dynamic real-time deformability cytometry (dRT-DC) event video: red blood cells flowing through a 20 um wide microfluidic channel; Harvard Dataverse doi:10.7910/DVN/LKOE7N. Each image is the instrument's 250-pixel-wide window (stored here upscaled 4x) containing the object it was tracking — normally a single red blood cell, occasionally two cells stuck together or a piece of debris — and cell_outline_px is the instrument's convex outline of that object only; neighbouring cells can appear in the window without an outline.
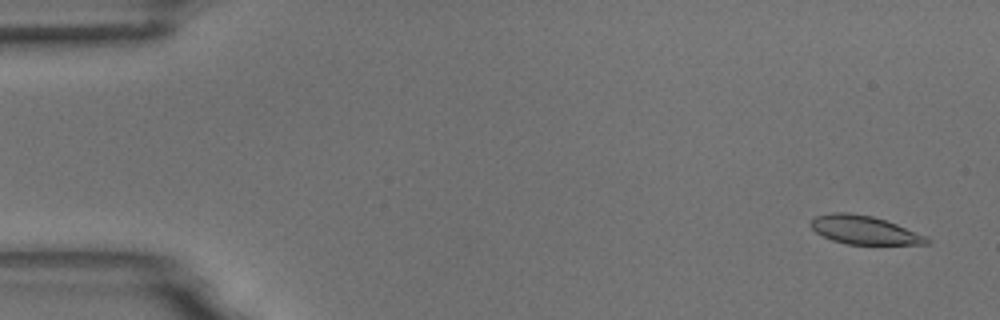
{"species": "common noctule bat (a hibernating species)", "species_latin": "Nyctalus noctula", "temperature_condition": "room temperature", "stored_images_in_passage": 55, "camera_frame_rate_fps": 3000, "um_per_image_px": 0.085, "animal": {"sex": "male", "body_mass_g": 18.8}, "frame": {"image": 1, "passage_image": 3, "time_ms": 0.667, "image_size_px": [1000, 320], "cell_outline_px": [[932, 240], [928, 244], [848, 244], [832, 240], [816, 232], [808, 224], [816, 216], [832, 212], [848, 212], [872, 216], [896, 224], [928, 236]], "centroid_in_image_um": [73.47, 19.55], "position_along_channel_um": 11.5, "area_um2": 19.19}}
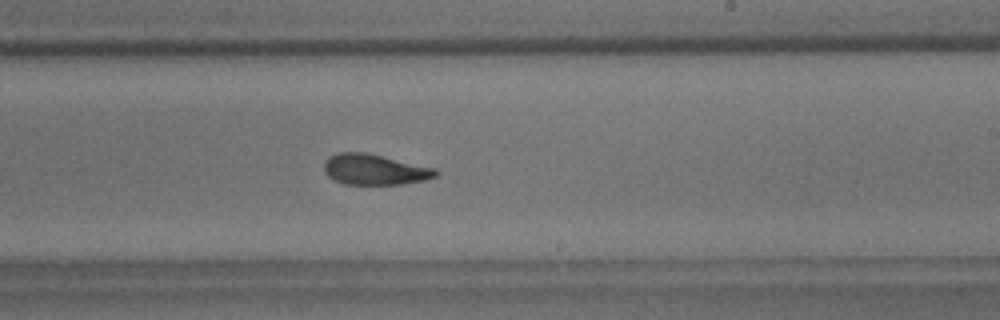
{"frame": {"image": 2, "passage_image": 33, "time_ms": 10.667, "image_size_px": [1000, 320], "cell_outline_px": [[440, 172], [436, 176], [424, 180], [400, 184], [344, 184], [328, 176], [324, 172], [324, 160], [328, 156], [340, 152], [364, 152], [436, 168]], "centroid_in_image_um": [31.83, 14.4], "position_along_channel_um": 257.2, "area_um2": 19.88}}
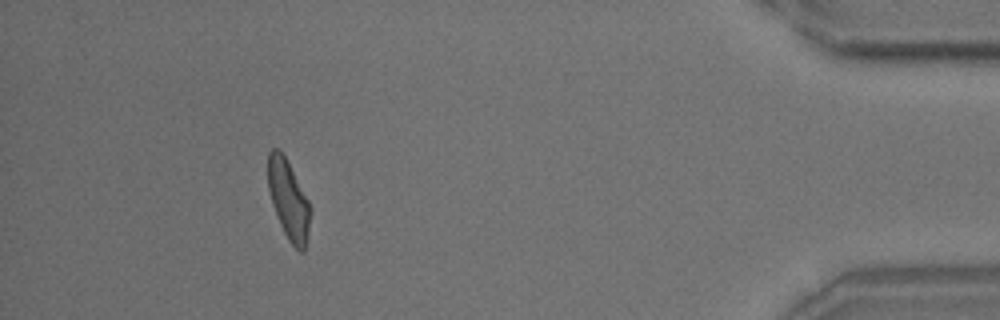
{"frame": {"image": 3, "passage_image": 50, "time_ms": 16.333, "image_size_px": [1000, 320], "cell_outline_px": [[312, 212], [304, 252], [300, 252], [288, 240], [280, 224], [272, 204], [268, 188], [268, 152], [272, 148], [276, 148], [284, 156], [308, 200], [312, 208]], "centroid_in_image_um": [24.53, 17.02], "position_along_channel_um": 410.7, "area_um2": 19.31}, "authors_computed_cell_mechanics": {"area_um2": 20.23, "velocity_mm_per_s": 3.7218, "shape_relaxation_time_tau1_ms": 6.1376, "shape_relaxation_time_tau2_ms": 3.3557, "deformation_change_tau1": 0.1631, "deformation_change_tau2": 0.1002}}